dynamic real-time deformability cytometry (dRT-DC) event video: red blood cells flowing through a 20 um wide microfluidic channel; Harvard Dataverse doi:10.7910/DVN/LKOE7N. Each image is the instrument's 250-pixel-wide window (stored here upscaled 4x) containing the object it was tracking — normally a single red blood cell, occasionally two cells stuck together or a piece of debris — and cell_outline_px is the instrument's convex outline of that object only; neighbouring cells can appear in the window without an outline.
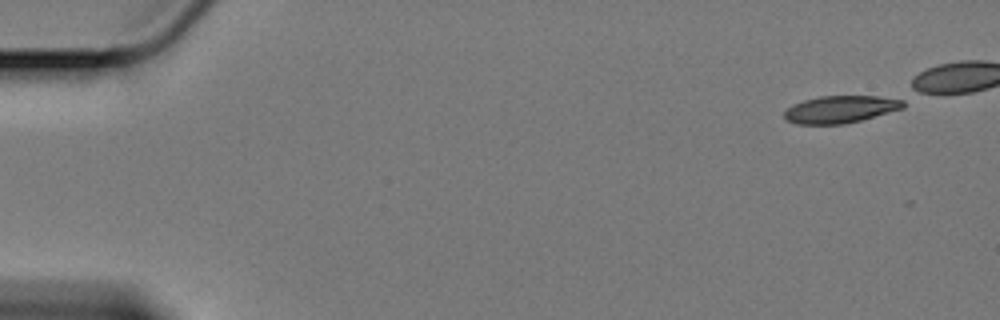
{"species": "Egyptian fruit bat (a non-hibernating species)", "species_latin": "Rousettus aegyptiacus", "temperature_condition": "cold", "stored_images_in_passage": 12, "camera_frame_rate_fps": 3000, "um_per_image_px": 0.085, "animal": {"sex": "female"}, "frame": {"image": 1, "passage_image": 1, "time_ms": 0.0, "image_size_px": [1000, 320], "cell_outline_px": [[904, 108], [860, 120], [844, 124], [796, 124], [788, 120], [784, 116], [784, 112], [792, 104], [804, 100], [820, 96], [904, 96]], "centroid_in_image_um": [71.52, 9.27], "position_along_channel_um": 13.5, "area_um2": 19.13}}
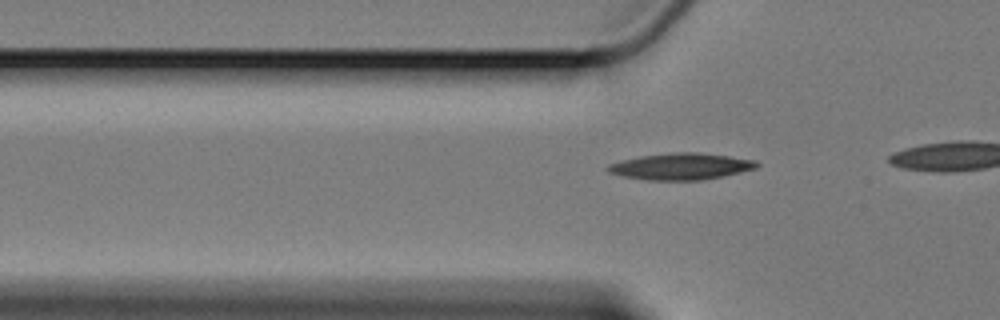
{"frame": {"image": 2, "passage_image": 6, "time_ms": 1.667, "image_size_px": [1000, 320], "cell_outline_px": [[760, 164], [756, 168], [724, 176], [700, 180], [648, 180], [624, 176], [608, 172], [604, 168], [608, 164], [640, 156], [672, 152], [696, 152], [728, 156], [756, 160]], "centroid_in_image_um": [57.88, 14.14], "position_along_channel_um": 67.9, "area_um2": 22.95}}
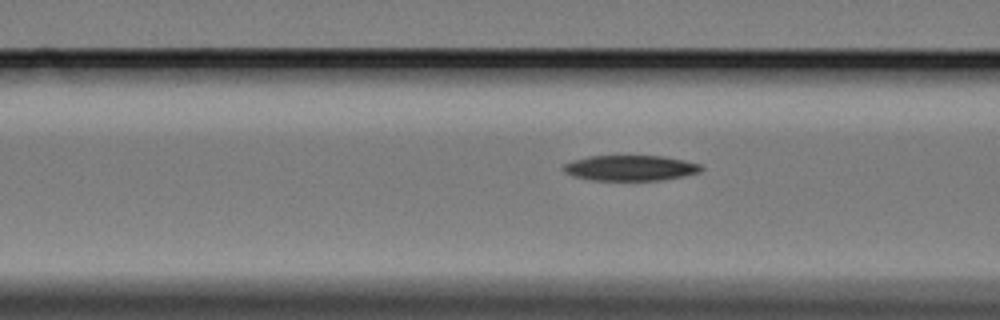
{"frame": {"image": 3, "passage_image": 10, "time_ms": 3.0, "image_size_px": [1000, 320], "cell_outline_px": [[704, 168], [700, 172], [684, 176], [660, 180], [592, 180], [572, 176], [564, 172], [560, 168], [564, 164], [572, 160], [592, 156], [660, 156], [684, 160], [700, 164]], "centroid_in_image_um": [53.56, 14.28], "position_along_channel_um": 113.0, "area_um2": 20.46}}